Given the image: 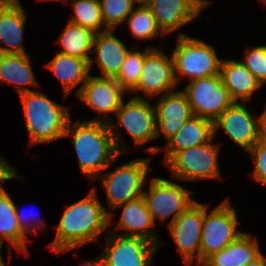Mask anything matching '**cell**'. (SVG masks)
<instances>
[{
	"label": "cell",
	"mask_w": 266,
	"mask_h": 266,
	"mask_svg": "<svg viewBox=\"0 0 266 266\" xmlns=\"http://www.w3.org/2000/svg\"><path fill=\"white\" fill-rule=\"evenodd\" d=\"M97 190L93 186L83 198L65 205L58 223L51 227L56 233L46 246L50 252H73L89 243L101 242V235L109 232V214Z\"/></svg>",
	"instance_id": "cell-1"
},
{
	"label": "cell",
	"mask_w": 266,
	"mask_h": 266,
	"mask_svg": "<svg viewBox=\"0 0 266 266\" xmlns=\"http://www.w3.org/2000/svg\"><path fill=\"white\" fill-rule=\"evenodd\" d=\"M63 138L70 140L80 172L91 184L120 155L105 122L71 118Z\"/></svg>",
	"instance_id": "cell-2"
},
{
	"label": "cell",
	"mask_w": 266,
	"mask_h": 266,
	"mask_svg": "<svg viewBox=\"0 0 266 266\" xmlns=\"http://www.w3.org/2000/svg\"><path fill=\"white\" fill-rule=\"evenodd\" d=\"M19 98L29 137L27 147L64 139L67 125L72 118L70 106L59 104L42 91L23 93Z\"/></svg>",
	"instance_id": "cell-3"
},
{
	"label": "cell",
	"mask_w": 266,
	"mask_h": 266,
	"mask_svg": "<svg viewBox=\"0 0 266 266\" xmlns=\"http://www.w3.org/2000/svg\"><path fill=\"white\" fill-rule=\"evenodd\" d=\"M152 99L135 98L130 96L121 103L114 117L108 122L110 133L120 154L130 153L132 146L136 150L145 144L157 140L156 112ZM125 130V131H124ZM127 132L132 146L123 136Z\"/></svg>",
	"instance_id": "cell-4"
},
{
	"label": "cell",
	"mask_w": 266,
	"mask_h": 266,
	"mask_svg": "<svg viewBox=\"0 0 266 266\" xmlns=\"http://www.w3.org/2000/svg\"><path fill=\"white\" fill-rule=\"evenodd\" d=\"M120 157L122 154L113 160L92 183L100 180L99 182L103 185L108 214L117 206L142 197L144 186L149 179L148 174L153 170L150 166L155 156L136 157L124 163L120 162L119 166L111 170L110 168L118 162Z\"/></svg>",
	"instance_id": "cell-5"
},
{
	"label": "cell",
	"mask_w": 266,
	"mask_h": 266,
	"mask_svg": "<svg viewBox=\"0 0 266 266\" xmlns=\"http://www.w3.org/2000/svg\"><path fill=\"white\" fill-rule=\"evenodd\" d=\"M173 51L174 76L178 87L182 80L187 82L197 78L219 75L222 57L219 58L216 46L206 39L190 35L177 36Z\"/></svg>",
	"instance_id": "cell-6"
},
{
	"label": "cell",
	"mask_w": 266,
	"mask_h": 266,
	"mask_svg": "<svg viewBox=\"0 0 266 266\" xmlns=\"http://www.w3.org/2000/svg\"><path fill=\"white\" fill-rule=\"evenodd\" d=\"M222 141L205 143L196 147L176 152L164 166L170 173V178L181 182H195L200 180H221L223 179L220 170V152Z\"/></svg>",
	"instance_id": "cell-7"
},
{
	"label": "cell",
	"mask_w": 266,
	"mask_h": 266,
	"mask_svg": "<svg viewBox=\"0 0 266 266\" xmlns=\"http://www.w3.org/2000/svg\"><path fill=\"white\" fill-rule=\"evenodd\" d=\"M204 203V219L200 243V265L211 255L236 241L246 231L239 229L240 222L230 197H226L210 210Z\"/></svg>",
	"instance_id": "cell-8"
},
{
	"label": "cell",
	"mask_w": 266,
	"mask_h": 266,
	"mask_svg": "<svg viewBox=\"0 0 266 266\" xmlns=\"http://www.w3.org/2000/svg\"><path fill=\"white\" fill-rule=\"evenodd\" d=\"M150 178L145 185L148 189L144 188L142 197L156 225H158L157 220L161 224L168 220L166 225L168 226L197 200L193 198L195 191L183 186L180 180L174 178L170 180L162 176Z\"/></svg>",
	"instance_id": "cell-9"
},
{
	"label": "cell",
	"mask_w": 266,
	"mask_h": 266,
	"mask_svg": "<svg viewBox=\"0 0 266 266\" xmlns=\"http://www.w3.org/2000/svg\"><path fill=\"white\" fill-rule=\"evenodd\" d=\"M156 46L145 45L140 79L128 96L154 99L179 88L174 76L171 54Z\"/></svg>",
	"instance_id": "cell-10"
},
{
	"label": "cell",
	"mask_w": 266,
	"mask_h": 266,
	"mask_svg": "<svg viewBox=\"0 0 266 266\" xmlns=\"http://www.w3.org/2000/svg\"><path fill=\"white\" fill-rule=\"evenodd\" d=\"M184 89L192 114L214 122L235 101L222 83L220 75L188 81Z\"/></svg>",
	"instance_id": "cell-11"
},
{
	"label": "cell",
	"mask_w": 266,
	"mask_h": 266,
	"mask_svg": "<svg viewBox=\"0 0 266 266\" xmlns=\"http://www.w3.org/2000/svg\"><path fill=\"white\" fill-rule=\"evenodd\" d=\"M128 93L114 78H102L90 74L80 91L75 95L83 105L97 115L91 119H79L108 123L114 118ZM113 114V115H112Z\"/></svg>",
	"instance_id": "cell-12"
},
{
	"label": "cell",
	"mask_w": 266,
	"mask_h": 266,
	"mask_svg": "<svg viewBox=\"0 0 266 266\" xmlns=\"http://www.w3.org/2000/svg\"><path fill=\"white\" fill-rule=\"evenodd\" d=\"M204 203L196 200L175 221L166 226L185 266H200V243Z\"/></svg>",
	"instance_id": "cell-13"
},
{
	"label": "cell",
	"mask_w": 266,
	"mask_h": 266,
	"mask_svg": "<svg viewBox=\"0 0 266 266\" xmlns=\"http://www.w3.org/2000/svg\"><path fill=\"white\" fill-rule=\"evenodd\" d=\"M100 253L105 266H153L159 246L149 240L108 232Z\"/></svg>",
	"instance_id": "cell-14"
},
{
	"label": "cell",
	"mask_w": 266,
	"mask_h": 266,
	"mask_svg": "<svg viewBox=\"0 0 266 266\" xmlns=\"http://www.w3.org/2000/svg\"><path fill=\"white\" fill-rule=\"evenodd\" d=\"M247 104L250 103L235 102L214 121V138L222 131L224 136L246 153L260 138L258 116L247 108Z\"/></svg>",
	"instance_id": "cell-15"
},
{
	"label": "cell",
	"mask_w": 266,
	"mask_h": 266,
	"mask_svg": "<svg viewBox=\"0 0 266 266\" xmlns=\"http://www.w3.org/2000/svg\"><path fill=\"white\" fill-rule=\"evenodd\" d=\"M118 209H121V213L113 229L112 225L115 223L113 216L114 212ZM157 227L158 226L153 222L143 197L117 206L109 214V232L145 238L153 244L158 245L160 250V248L167 243L160 239V234H158L159 230L156 229Z\"/></svg>",
	"instance_id": "cell-16"
},
{
	"label": "cell",
	"mask_w": 266,
	"mask_h": 266,
	"mask_svg": "<svg viewBox=\"0 0 266 266\" xmlns=\"http://www.w3.org/2000/svg\"><path fill=\"white\" fill-rule=\"evenodd\" d=\"M214 139V122L192 115L166 143L162 146L149 145L141 150L153 156L163 152L165 164L176 152L210 143Z\"/></svg>",
	"instance_id": "cell-17"
},
{
	"label": "cell",
	"mask_w": 266,
	"mask_h": 266,
	"mask_svg": "<svg viewBox=\"0 0 266 266\" xmlns=\"http://www.w3.org/2000/svg\"><path fill=\"white\" fill-rule=\"evenodd\" d=\"M148 7L166 37L179 30L177 36L188 35L182 28L191 25L196 18L202 19L204 12L194 0H150Z\"/></svg>",
	"instance_id": "cell-18"
},
{
	"label": "cell",
	"mask_w": 266,
	"mask_h": 266,
	"mask_svg": "<svg viewBox=\"0 0 266 266\" xmlns=\"http://www.w3.org/2000/svg\"><path fill=\"white\" fill-rule=\"evenodd\" d=\"M27 19L20 0H0V54H28L24 45Z\"/></svg>",
	"instance_id": "cell-19"
},
{
	"label": "cell",
	"mask_w": 266,
	"mask_h": 266,
	"mask_svg": "<svg viewBox=\"0 0 266 266\" xmlns=\"http://www.w3.org/2000/svg\"><path fill=\"white\" fill-rule=\"evenodd\" d=\"M156 112V136L167 142L193 115L181 87L153 99ZM163 136V137H162Z\"/></svg>",
	"instance_id": "cell-20"
},
{
	"label": "cell",
	"mask_w": 266,
	"mask_h": 266,
	"mask_svg": "<svg viewBox=\"0 0 266 266\" xmlns=\"http://www.w3.org/2000/svg\"><path fill=\"white\" fill-rule=\"evenodd\" d=\"M116 30L108 29L96 33L93 39L92 55L89 61V72L97 64L102 78H115L120 71L128 51L131 49L120 37Z\"/></svg>",
	"instance_id": "cell-21"
},
{
	"label": "cell",
	"mask_w": 266,
	"mask_h": 266,
	"mask_svg": "<svg viewBox=\"0 0 266 266\" xmlns=\"http://www.w3.org/2000/svg\"><path fill=\"white\" fill-rule=\"evenodd\" d=\"M14 200L6 188L0 189V246L7 242L8 256H13L15 250L18 255L23 254L27 258L31 253L28 244L33 240L19 226Z\"/></svg>",
	"instance_id": "cell-22"
},
{
	"label": "cell",
	"mask_w": 266,
	"mask_h": 266,
	"mask_svg": "<svg viewBox=\"0 0 266 266\" xmlns=\"http://www.w3.org/2000/svg\"><path fill=\"white\" fill-rule=\"evenodd\" d=\"M219 75L235 102L249 103L263 89L261 82L237 58H222Z\"/></svg>",
	"instance_id": "cell-23"
},
{
	"label": "cell",
	"mask_w": 266,
	"mask_h": 266,
	"mask_svg": "<svg viewBox=\"0 0 266 266\" xmlns=\"http://www.w3.org/2000/svg\"><path fill=\"white\" fill-rule=\"evenodd\" d=\"M45 67L55 75L60 83L64 101L66 97L73 94L71 91L75 88L74 95H76L90 75L89 63L86 60L57 51L52 59L45 63Z\"/></svg>",
	"instance_id": "cell-24"
},
{
	"label": "cell",
	"mask_w": 266,
	"mask_h": 266,
	"mask_svg": "<svg viewBox=\"0 0 266 266\" xmlns=\"http://www.w3.org/2000/svg\"><path fill=\"white\" fill-rule=\"evenodd\" d=\"M32 65L30 54H0V82L11 84L17 95L37 91L41 84Z\"/></svg>",
	"instance_id": "cell-25"
},
{
	"label": "cell",
	"mask_w": 266,
	"mask_h": 266,
	"mask_svg": "<svg viewBox=\"0 0 266 266\" xmlns=\"http://www.w3.org/2000/svg\"><path fill=\"white\" fill-rule=\"evenodd\" d=\"M258 237L245 232L219 252L208 257L200 266H243L257 258L262 250Z\"/></svg>",
	"instance_id": "cell-26"
},
{
	"label": "cell",
	"mask_w": 266,
	"mask_h": 266,
	"mask_svg": "<svg viewBox=\"0 0 266 266\" xmlns=\"http://www.w3.org/2000/svg\"><path fill=\"white\" fill-rule=\"evenodd\" d=\"M95 34L92 30L67 20L56 42L54 41L60 47L57 52L84 59L89 63Z\"/></svg>",
	"instance_id": "cell-27"
},
{
	"label": "cell",
	"mask_w": 266,
	"mask_h": 266,
	"mask_svg": "<svg viewBox=\"0 0 266 266\" xmlns=\"http://www.w3.org/2000/svg\"><path fill=\"white\" fill-rule=\"evenodd\" d=\"M123 24L127 26L130 36L134 39V46H140V43L144 44L145 41H160V37H166L159 29L148 6H135Z\"/></svg>",
	"instance_id": "cell-28"
},
{
	"label": "cell",
	"mask_w": 266,
	"mask_h": 266,
	"mask_svg": "<svg viewBox=\"0 0 266 266\" xmlns=\"http://www.w3.org/2000/svg\"><path fill=\"white\" fill-rule=\"evenodd\" d=\"M64 5L71 6L72 14L68 21L100 33L108 30L103 23L99 0H66Z\"/></svg>",
	"instance_id": "cell-29"
},
{
	"label": "cell",
	"mask_w": 266,
	"mask_h": 266,
	"mask_svg": "<svg viewBox=\"0 0 266 266\" xmlns=\"http://www.w3.org/2000/svg\"><path fill=\"white\" fill-rule=\"evenodd\" d=\"M130 47L118 75L114 78L128 94L137 86L144 62V46L140 49L142 45L134 46L132 43Z\"/></svg>",
	"instance_id": "cell-30"
},
{
	"label": "cell",
	"mask_w": 266,
	"mask_h": 266,
	"mask_svg": "<svg viewBox=\"0 0 266 266\" xmlns=\"http://www.w3.org/2000/svg\"><path fill=\"white\" fill-rule=\"evenodd\" d=\"M103 23L107 29L122 26L135 5L130 0H99Z\"/></svg>",
	"instance_id": "cell-31"
},
{
	"label": "cell",
	"mask_w": 266,
	"mask_h": 266,
	"mask_svg": "<svg viewBox=\"0 0 266 266\" xmlns=\"http://www.w3.org/2000/svg\"><path fill=\"white\" fill-rule=\"evenodd\" d=\"M241 59H239L248 70L266 85V44L245 46Z\"/></svg>",
	"instance_id": "cell-32"
},
{
	"label": "cell",
	"mask_w": 266,
	"mask_h": 266,
	"mask_svg": "<svg viewBox=\"0 0 266 266\" xmlns=\"http://www.w3.org/2000/svg\"><path fill=\"white\" fill-rule=\"evenodd\" d=\"M247 153L251 160L253 159L254 164L253 169L248 174L251 181L266 187V139L260 137Z\"/></svg>",
	"instance_id": "cell-33"
},
{
	"label": "cell",
	"mask_w": 266,
	"mask_h": 266,
	"mask_svg": "<svg viewBox=\"0 0 266 266\" xmlns=\"http://www.w3.org/2000/svg\"><path fill=\"white\" fill-rule=\"evenodd\" d=\"M31 208V207H30ZM30 210V211H29ZM28 211L26 209H21L19 206H17V203H15V211L16 216L18 219L19 226L21 229L30 237V235L37 234L39 236V233L42 231V233H45V229L47 230L49 228V225H47L46 219L43 218V216L38 215L39 211H35L34 209H29ZM44 229V230H43Z\"/></svg>",
	"instance_id": "cell-34"
},
{
	"label": "cell",
	"mask_w": 266,
	"mask_h": 266,
	"mask_svg": "<svg viewBox=\"0 0 266 266\" xmlns=\"http://www.w3.org/2000/svg\"><path fill=\"white\" fill-rule=\"evenodd\" d=\"M18 169L15 168L11 163L7 161V158H4L3 155L0 154V189L5 188L2 186L3 182L19 179L22 182H26V178L18 173Z\"/></svg>",
	"instance_id": "cell-35"
},
{
	"label": "cell",
	"mask_w": 266,
	"mask_h": 266,
	"mask_svg": "<svg viewBox=\"0 0 266 266\" xmlns=\"http://www.w3.org/2000/svg\"><path fill=\"white\" fill-rule=\"evenodd\" d=\"M258 132H259V136L261 138H265L266 139V104L263 108V110L261 111V114L258 115Z\"/></svg>",
	"instance_id": "cell-36"
},
{
	"label": "cell",
	"mask_w": 266,
	"mask_h": 266,
	"mask_svg": "<svg viewBox=\"0 0 266 266\" xmlns=\"http://www.w3.org/2000/svg\"><path fill=\"white\" fill-rule=\"evenodd\" d=\"M80 266H105L103 258L99 254L94 259H85L83 262L79 263Z\"/></svg>",
	"instance_id": "cell-37"
},
{
	"label": "cell",
	"mask_w": 266,
	"mask_h": 266,
	"mask_svg": "<svg viewBox=\"0 0 266 266\" xmlns=\"http://www.w3.org/2000/svg\"><path fill=\"white\" fill-rule=\"evenodd\" d=\"M243 266H266V255L262 252L257 258Z\"/></svg>",
	"instance_id": "cell-38"
},
{
	"label": "cell",
	"mask_w": 266,
	"mask_h": 266,
	"mask_svg": "<svg viewBox=\"0 0 266 266\" xmlns=\"http://www.w3.org/2000/svg\"><path fill=\"white\" fill-rule=\"evenodd\" d=\"M204 11L215 1L214 0H194Z\"/></svg>",
	"instance_id": "cell-39"
},
{
	"label": "cell",
	"mask_w": 266,
	"mask_h": 266,
	"mask_svg": "<svg viewBox=\"0 0 266 266\" xmlns=\"http://www.w3.org/2000/svg\"><path fill=\"white\" fill-rule=\"evenodd\" d=\"M3 251L0 250V266H10L11 262L13 261V256H7V263H5V257L2 255Z\"/></svg>",
	"instance_id": "cell-40"
},
{
	"label": "cell",
	"mask_w": 266,
	"mask_h": 266,
	"mask_svg": "<svg viewBox=\"0 0 266 266\" xmlns=\"http://www.w3.org/2000/svg\"><path fill=\"white\" fill-rule=\"evenodd\" d=\"M135 6H148L150 0H130Z\"/></svg>",
	"instance_id": "cell-41"
},
{
	"label": "cell",
	"mask_w": 266,
	"mask_h": 266,
	"mask_svg": "<svg viewBox=\"0 0 266 266\" xmlns=\"http://www.w3.org/2000/svg\"><path fill=\"white\" fill-rule=\"evenodd\" d=\"M45 1H47V2L58 1V2H61L63 4L66 0H37V2H45Z\"/></svg>",
	"instance_id": "cell-42"
},
{
	"label": "cell",
	"mask_w": 266,
	"mask_h": 266,
	"mask_svg": "<svg viewBox=\"0 0 266 266\" xmlns=\"http://www.w3.org/2000/svg\"><path fill=\"white\" fill-rule=\"evenodd\" d=\"M258 2L263 3V5L266 3V0H258Z\"/></svg>",
	"instance_id": "cell-43"
}]
</instances>
